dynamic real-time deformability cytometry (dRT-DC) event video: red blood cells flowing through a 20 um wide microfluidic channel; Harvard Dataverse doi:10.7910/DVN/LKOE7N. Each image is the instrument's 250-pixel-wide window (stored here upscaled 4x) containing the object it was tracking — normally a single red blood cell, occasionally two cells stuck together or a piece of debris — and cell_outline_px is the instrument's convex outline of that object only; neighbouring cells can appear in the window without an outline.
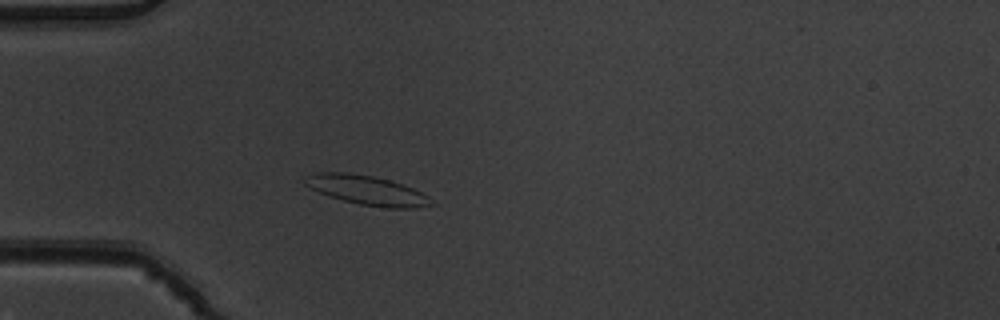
{"species": "common noctule bat (a hibernating species)", "species_latin": "Nyctalus noctula", "temperature_condition": "warm", "stored_images_in_passage": 1, "camera_frame_rate_fps": 3000, "um_per_image_px": 0.085, "animal": {"sex": "male", "body_mass_g": 19.5, "forearm_length_mm": 54.6}, "frame": {"image": 1, "passage_image": 1, "time_ms": 0.0, "image_size_px": [1000, 320], "cell_outline_px": [[436, 204], [412, 208], [384, 208], [360, 204], [328, 196], [304, 184], [300, 180], [304, 176], [316, 172], [348, 172], [372, 176], [388, 180], [412, 188], [428, 196]], "centroid_in_image_um": [31.14, 16.16], "position_along_channel_um": 53.9, "area_um2": 21.56}}